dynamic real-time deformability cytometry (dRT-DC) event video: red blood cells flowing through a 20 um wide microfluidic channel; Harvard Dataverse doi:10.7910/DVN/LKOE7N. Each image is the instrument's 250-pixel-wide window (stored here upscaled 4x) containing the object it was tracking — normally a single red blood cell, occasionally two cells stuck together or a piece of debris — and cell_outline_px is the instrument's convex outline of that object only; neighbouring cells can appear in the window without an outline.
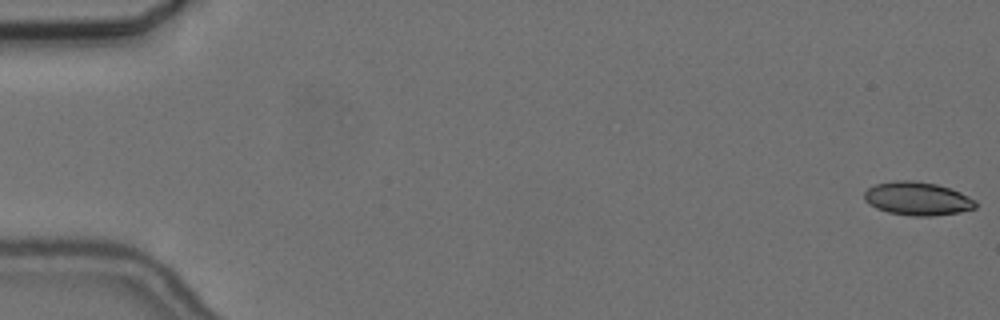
{"species": "common noctule bat (a hibernating species)", "species_latin": "Nyctalus noctula", "temperature_condition": "cold", "stored_images_in_passage": 57, "camera_frame_rate_fps": 3000, "um_per_image_px": 0.085, "animal": {"sex": "female", "body_mass_g": 24.6, "forearm_length_mm": 56.2}, "frame": {"image": 1, "passage_image": 1, "time_ms": 0.0, "image_size_px": [1000, 320], "cell_outline_px": [[976, 208], [960, 212], [932, 216], [912, 216], [888, 212], [876, 208], [868, 204], [864, 200], [864, 192], [868, 188], [876, 184], [896, 180], [912, 180], [936, 184], [960, 192], [976, 200]], "centroid_in_image_um": [77.97, 16.89], "position_along_channel_um": 7.0, "area_um2": 21.68}}
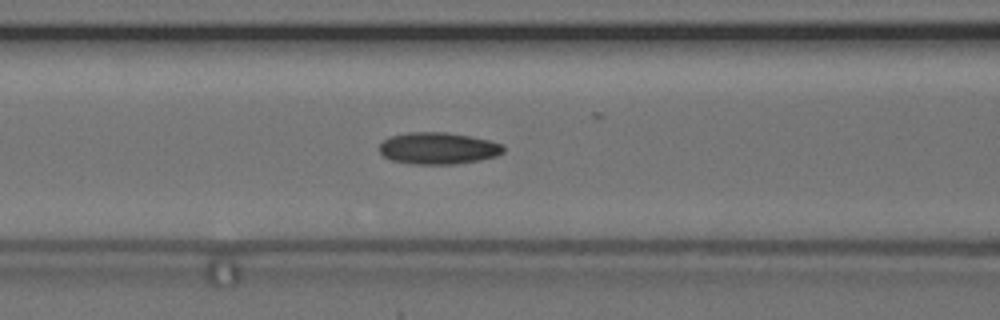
{"frame": {"image": 2, "passage_image": 24, "time_ms": 7.667, "image_size_px": [1000, 320], "cell_outline_px": [[504, 152], [496, 156], [480, 160], [456, 164], [412, 164], [392, 160], [384, 156], [380, 152], [380, 144], [384, 140], [392, 136], [408, 132], [448, 132], [488, 140], [504, 144]], "centroid_in_image_um": [37.27, 12.61], "position_along_channel_um": 129.3, "area_um2": 22.95}}
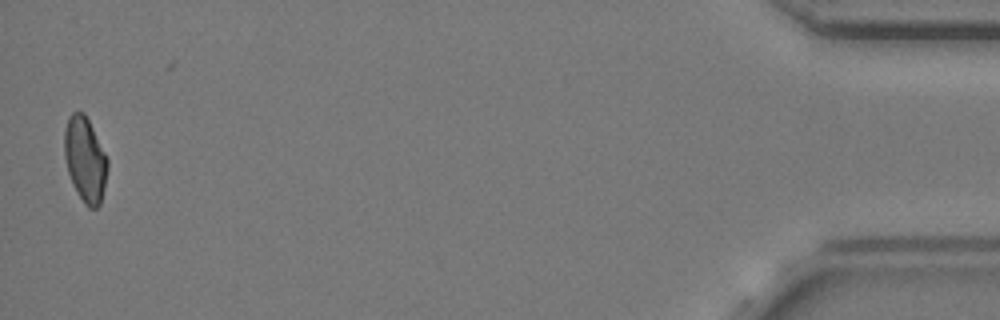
{"frame": {"image": 3, "passage_image": 56, "time_ms": 18.333, "image_size_px": [1000, 320], "cell_outline_px": [[108, 168], [104, 188], [100, 204], [96, 208], [88, 208], [84, 204], [72, 184], [68, 172], [64, 156], [64, 128], [68, 116], [72, 112], [84, 112], [108, 160]], "centroid_in_image_um": [7.21, 13.56], "position_along_channel_um": 428.0, "area_um2": 21.33}, "authors_computed_cell_mechanics": {"area_um2": 21.964, "velocity_mm_per_s": 3.6581, "shape_relaxation_time_tau1_ms": null, "shape_relaxation_time_tau2_ms": 3.0494, "deformation_change_tau1": null, "deformation_change_tau2": 0.0958}}